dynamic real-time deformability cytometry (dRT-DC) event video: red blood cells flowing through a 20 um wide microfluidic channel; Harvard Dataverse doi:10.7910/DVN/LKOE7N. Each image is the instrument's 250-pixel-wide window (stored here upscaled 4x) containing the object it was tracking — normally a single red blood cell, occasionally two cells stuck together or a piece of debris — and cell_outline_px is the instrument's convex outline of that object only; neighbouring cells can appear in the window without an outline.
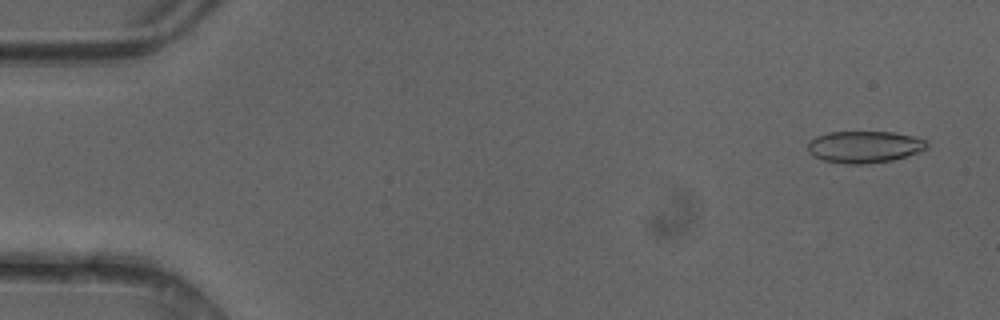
{"species": "common noctule bat (a hibernating species)", "species_latin": "Nyctalus noctula", "temperature_condition": "cold", "stored_images_in_passage": 49, "camera_frame_rate_fps": 3000, "um_per_image_px": 0.085, "animal": {"sex": "female"}, "frame": {"image": 1, "passage_image": 3, "time_ms": 0.667, "image_size_px": [1000, 320], "cell_outline_px": [[928, 148], [920, 152], [892, 160], [868, 164], [844, 164], [824, 160], [812, 156], [808, 152], [808, 144], [816, 136], [828, 132], [892, 132], [912, 136], [924, 140], [928, 144]], "centroid_in_image_um": [73.47, 12.49], "position_along_channel_um": 11.5, "area_um2": 22.14}}
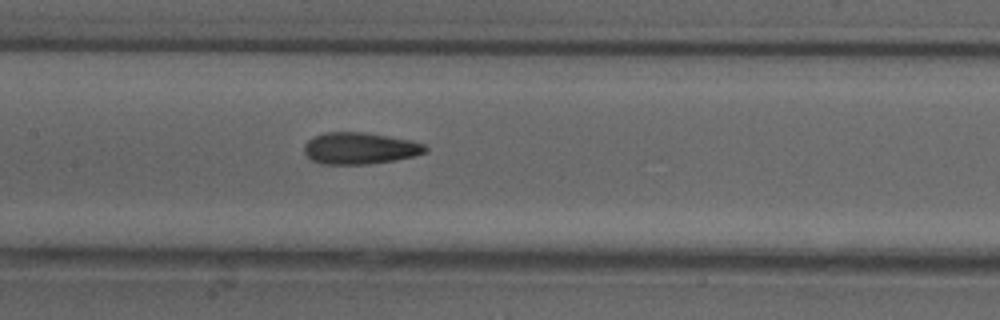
{"frame": {"image": 2, "passage_image": 24, "time_ms": 7.667, "image_size_px": [1000, 320], "cell_outline_px": [[428, 152], [396, 160], [368, 164], [320, 164], [312, 160], [304, 152], [304, 144], [308, 140], [324, 132], [364, 132], [412, 140], [424, 144], [428, 148]], "centroid_in_image_um": [30.6, 12.6], "position_along_channel_um": 176.8, "area_um2": 22.43}}
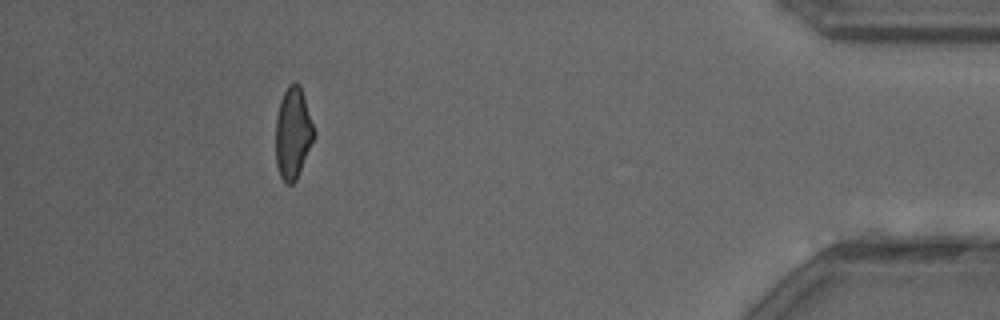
{"frame": {"image": 3, "passage_image": 45, "time_ms": 14.667, "image_size_px": [1000, 320], "cell_outline_px": [[316, 136], [296, 180], [292, 184], [288, 184], [280, 176], [276, 164], [276, 116], [280, 100], [288, 84], [296, 80], [300, 84], [316, 132]], "centroid_in_image_um": [24.91, 11.28], "position_along_channel_um": 410.3, "area_um2": 20.69}, "authors_computed_cell_mechanics": {"area_um2": 22.1374, "velocity_mm_per_s": 4.1872, "shape_relaxation_time_tau1_ms": 6.7948, "shape_relaxation_time_tau2_ms": 2.9141, "deformation_change_tau1": 0.1779, "deformation_change_tau2": 0.1046}}